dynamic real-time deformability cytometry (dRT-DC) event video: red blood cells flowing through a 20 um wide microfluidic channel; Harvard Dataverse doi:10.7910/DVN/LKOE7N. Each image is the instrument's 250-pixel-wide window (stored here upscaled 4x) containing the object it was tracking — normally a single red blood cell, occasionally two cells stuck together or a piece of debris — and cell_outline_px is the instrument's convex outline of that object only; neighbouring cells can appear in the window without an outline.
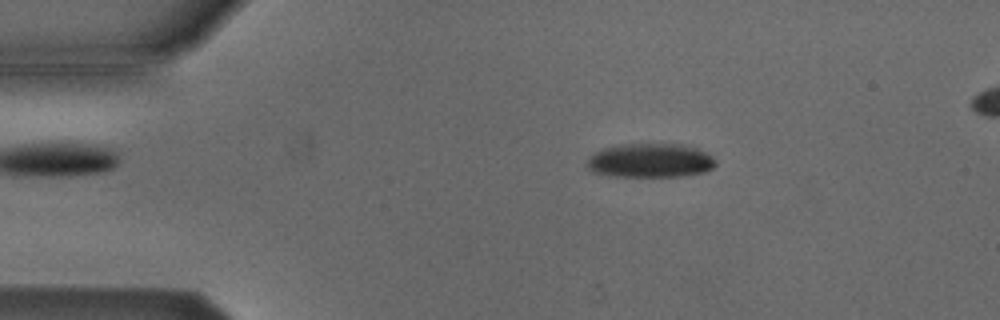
{"species": "Egyptian fruit bat (a non-hibernating species)", "species_latin": "Rousettus aegyptiacus", "temperature_condition": "cold", "stored_images_in_passage": 53, "segment_of_instrument_passage": [1, 2], "camera_frame_rate_fps": 3000, "um_per_image_px": 0.085, "animal": {"sex": "male"}, "frame": {"image": 1, "passage_image": 9, "time_ms": 2.667, "image_size_px": [1000, 320], "cell_outline_px": [[716, 164], [712, 168], [704, 172], [684, 176], [608, 176], [592, 172], [588, 168], [588, 160], [596, 152], [604, 148], [620, 144], [680, 144], [696, 148], [712, 156], [716, 160]], "centroid_in_image_um": [55.28, 13.65], "position_along_channel_um": 29.7, "area_um2": 25.43}}
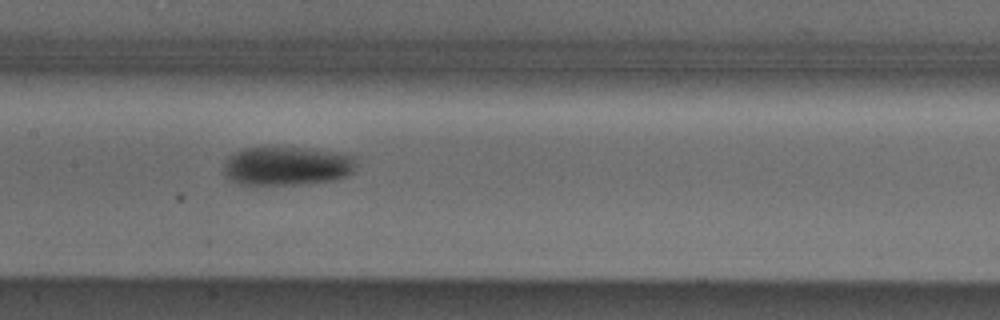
{"frame": {"image": 2, "passage_image": 25, "time_ms": 8.0, "image_size_px": [1000, 320], "cell_outline_px": [[356, 164], [352, 172], [348, 176], [332, 180], [300, 184], [236, 184], [228, 180], [224, 176], [224, 164], [228, 156], [244, 148], [296, 148], [352, 156], [356, 160]], "centroid_in_image_um": [24.31, 14.14], "position_along_channel_um": 183.1, "area_um2": 29.42}}
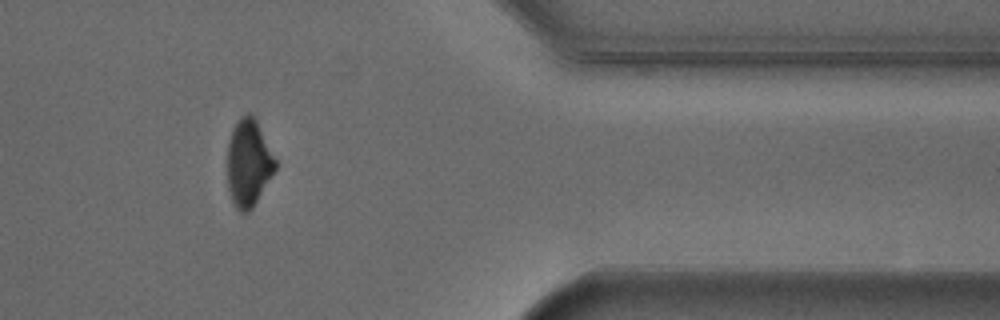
{"frame": {"image": 3, "passage_image": 43, "time_ms": 14.0, "image_size_px": [1000, 320], "cell_outline_px": [[276, 168], [252, 208], [248, 212], [240, 212], [236, 208], [232, 200], [228, 188], [228, 140], [232, 128], [248, 112], [256, 120], [276, 160]], "centroid_in_image_um": [21.11, 13.87], "position_along_channel_um": 390.3, "area_um2": 23.81}}